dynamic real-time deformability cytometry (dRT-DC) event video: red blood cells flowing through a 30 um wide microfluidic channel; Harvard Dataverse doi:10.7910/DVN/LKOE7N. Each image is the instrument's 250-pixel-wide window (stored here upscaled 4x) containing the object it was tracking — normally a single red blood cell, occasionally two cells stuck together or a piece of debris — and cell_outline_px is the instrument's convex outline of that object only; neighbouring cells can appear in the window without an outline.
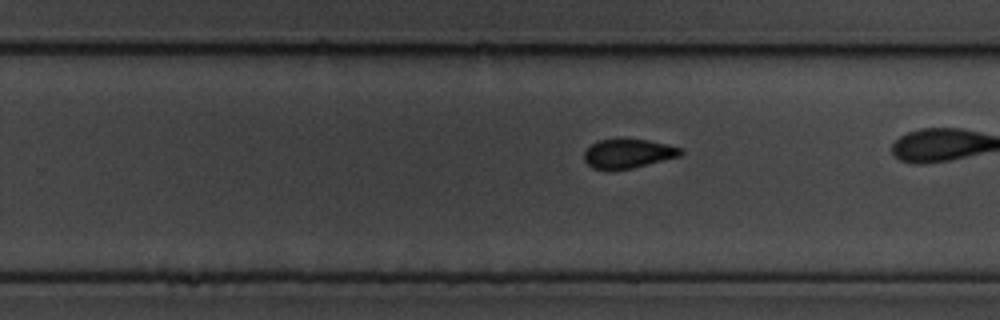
{"species": "common noctule bat (a hibernating species)", "species_latin": "Nyctalus noctula", "temperature_condition": "cold", "stored_images_in_passage": 32, "camera_frame_rate_fps": 3000, "um_per_image_px": 0.085, "animal": {"sex": "male", "body_mass_g": 19.5, "forearm_length_mm": 54.6}, "frame": {"image": 1, "passage_image": 23, "time_ms": 7.333, "image_size_px": [1000, 320], "cell_outline_px": [[684, 152], [680, 156], [632, 168], [592, 168], [584, 160], [584, 152], [596, 140], [648, 140], [668, 144], [684, 148]], "centroid_in_image_um": [53.44, 13.04], "position_along_channel_um": 276.4, "area_um2": 16.01}}